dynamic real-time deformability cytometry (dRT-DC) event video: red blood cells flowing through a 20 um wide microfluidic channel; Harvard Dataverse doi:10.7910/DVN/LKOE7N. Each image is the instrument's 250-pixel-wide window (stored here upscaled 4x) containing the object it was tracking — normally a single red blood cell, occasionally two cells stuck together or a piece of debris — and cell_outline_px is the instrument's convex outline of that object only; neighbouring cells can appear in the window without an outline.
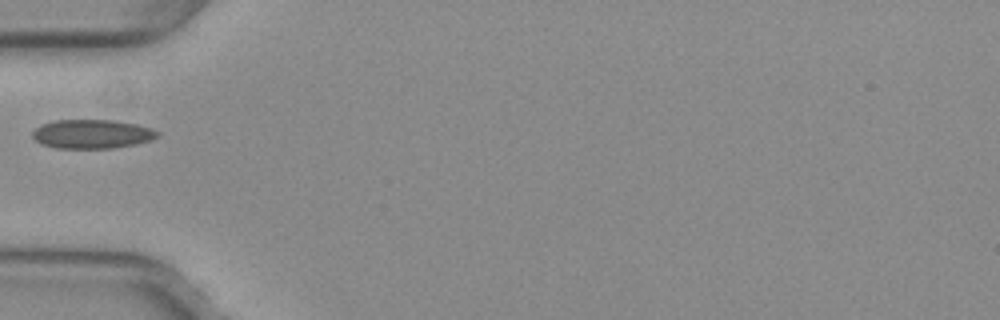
{"species": "common noctule bat (a hibernating species)", "species_latin": "Nyctalus noctula", "temperature_condition": "warm", "stored_images_in_passage": 28, "camera_frame_rate_fps": 3000, "um_per_image_px": 0.085, "animal": {"sex": "female", "body_mass_g": 29.2, "forearm_length_mm": 56.3}, "frame": {"image": 1, "passage_image": 1, "time_ms": 0.0, "image_size_px": [1000, 320], "cell_outline_px": [[160, 136], [152, 140], [136, 144], [112, 148], [56, 148], [40, 144], [32, 136], [32, 132], [40, 124], [56, 120], [116, 120], [136, 124], [152, 128], [160, 132]], "centroid_in_image_um": [7.85, 11.39], "position_along_channel_um": 77.2, "area_um2": 21.33}}
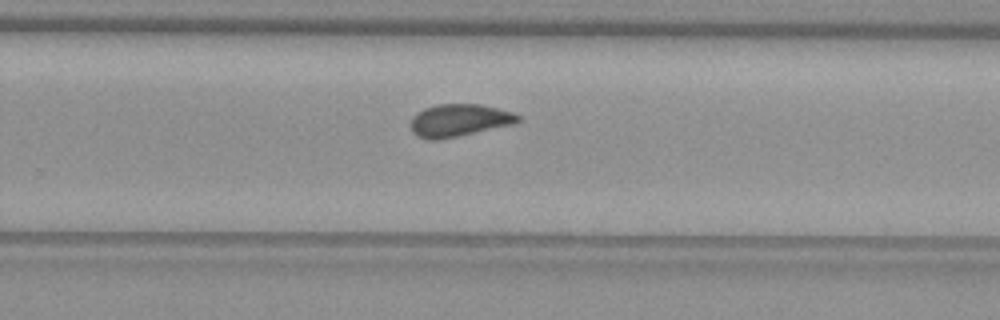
{"frame": {"image": 2, "passage_image": 17, "time_ms": 5.333, "image_size_px": [1000, 320], "cell_outline_px": [[520, 120], [512, 124], [460, 136], [440, 140], [428, 140], [416, 136], [412, 132], [412, 116], [416, 112], [424, 108], [436, 104], [480, 104], [512, 112], [520, 116]], "centroid_in_image_um": [38.98, 10.23], "position_along_channel_um": 290.8, "area_um2": 20.35}}
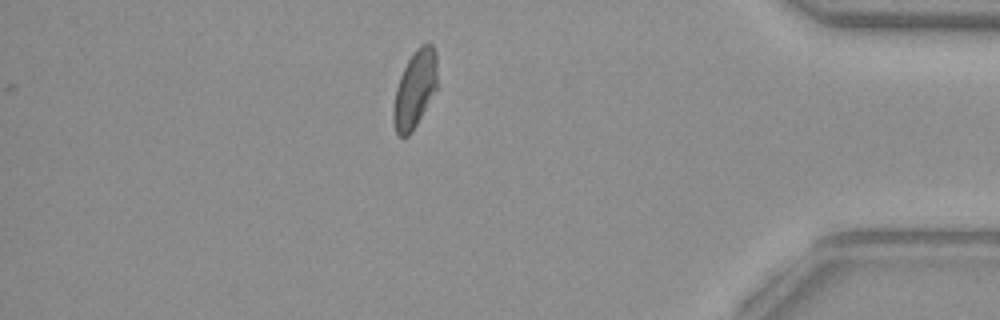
{"frame": {"image": 3, "passage_image": 28, "time_ms": 9.0, "image_size_px": [1000, 320], "cell_outline_px": [[436, 88], [412, 132], [408, 136], [400, 136], [396, 132], [392, 120], [392, 108], [396, 88], [400, 76], [408, 60], [416, 48], [420, 44], [432, 44], [436, 52]], "centroid_in_image_um": [35.23, 7.58], "position_along_channel_um": 400.0, "area_um2": 19.54}}